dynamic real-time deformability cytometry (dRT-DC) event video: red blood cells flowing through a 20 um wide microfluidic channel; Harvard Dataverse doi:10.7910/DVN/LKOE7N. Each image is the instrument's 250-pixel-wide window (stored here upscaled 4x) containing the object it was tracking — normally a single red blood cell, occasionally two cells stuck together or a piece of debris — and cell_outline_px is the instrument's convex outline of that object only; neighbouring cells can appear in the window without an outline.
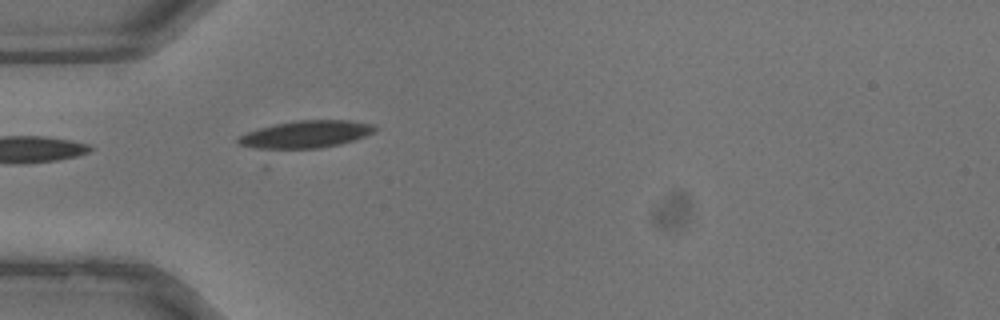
{"species": "common noctule bat (a hibernating species)", "species_latin": "Nyctalus noctula", "temperature_condition": "warm", "stored_images_in_passage": 16, "camera_frame_rate_fps": 3000, "um_per_image_px": 0.085, "animal": {"sex": "male", "body_mass_g": 13.3}, "frame": {"image": 1, "passage_image": 14, "time_ms": 4.333, "image_size_px": [1000, 320], "cell_outline_px": [[376, 132], [340, 144], [264, 168], [236, 144], [236, 140], [240, 136], [248, 132], [260, 128], [276, 124], [296, 120], [348, 120], [372, 124], [376, 128]], "centroid_in_image_um": [25.43, 11.81], "position_along_channel_um": 59.6, "area_um2": 28.03}}